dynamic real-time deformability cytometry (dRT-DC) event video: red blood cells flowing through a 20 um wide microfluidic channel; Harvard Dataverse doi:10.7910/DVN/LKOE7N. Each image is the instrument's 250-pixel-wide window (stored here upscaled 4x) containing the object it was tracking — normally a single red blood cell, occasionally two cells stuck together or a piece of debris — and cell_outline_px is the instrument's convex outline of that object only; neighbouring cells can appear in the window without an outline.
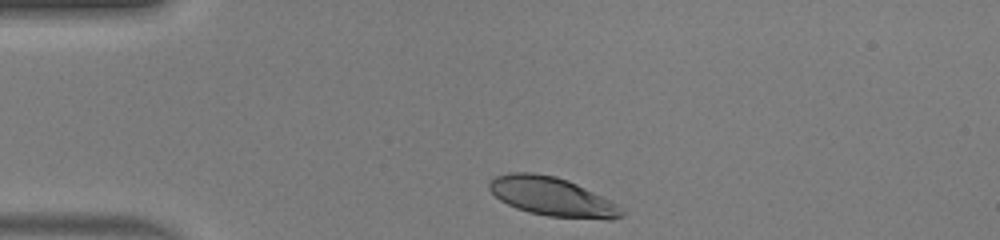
{"species": "human", "species_latin": "Homo sapiens", "temperature_condition": "warm", "stored_images_in_passage": 31, "camera_frame_rate_fps": 3000, "um_per_image_px": 0.085, "donor": {"sex": "male"}, "frame": {"image": 1, "passage_image": 1, "time_ms": 0.0, "image_size_px": [1000, 240], "cell_outline_px": [[624, 216], [612, 220], [604, 220], [548, 216], [528, 212], [516, 208], [500, 200], [488, 188], [488, 180], [496, 176], [508, 172], [536, 172], [556, 176], [568, 180], [616, 204], [624, 212]], "centroid_in_image_um": [46.9, 16.71], "position_along_channel_um": 38.1, "area_um2": 30.0}}
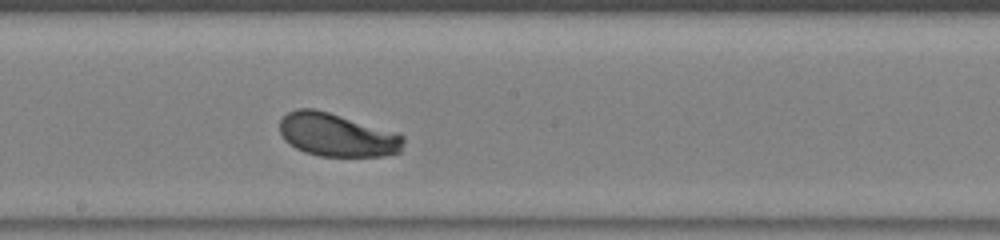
{"frame": {"image": 2, "passage_image": 17, "time_ms": 5.333, "image_size_px": [1000, 240], "cell_outline_px": [[404, 140], [400, 152], [384, 156], [320, 156], [304, 152], [296, 148], [284, 140], [280, 132], [280, 120], [288, 112], [296, 108], [316, 108], [400, 132], [404, 136]], "centroid_in_image_um": [28.67, 11.45], "position_along_channel_um": 219.5, "area_um2": 31.67}}
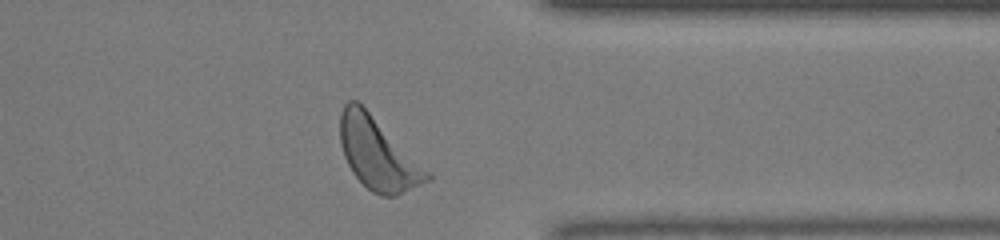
{"frame": {"image": 3, "passage_image": 29, "time_ms": 9.333, "image_size_px": [1000, 240], "cell_outline_px": [[432, 180], [396, 196], [380, 196], [372, 192], [352, 172], [344, 156], [340, 144], [340, 112], [344, 104], [348, 100], [356, 100], [432, 172]], "centroid_in_image_um": [32.15, 13.1], "position_along_channel_um": 379.3, "area_um2": 36.36}, "authors_computed_cell_mechanics": {"area_um2": 31.3854, "velocity_mm_per_s": 4.1612, "shape_relaxation_time_tau1_ms": 0.748, "shape_relaxation_time_tau2_ms": null, "deformation_change_tau1": 0.1047, "deformation_change_tau2": null}}